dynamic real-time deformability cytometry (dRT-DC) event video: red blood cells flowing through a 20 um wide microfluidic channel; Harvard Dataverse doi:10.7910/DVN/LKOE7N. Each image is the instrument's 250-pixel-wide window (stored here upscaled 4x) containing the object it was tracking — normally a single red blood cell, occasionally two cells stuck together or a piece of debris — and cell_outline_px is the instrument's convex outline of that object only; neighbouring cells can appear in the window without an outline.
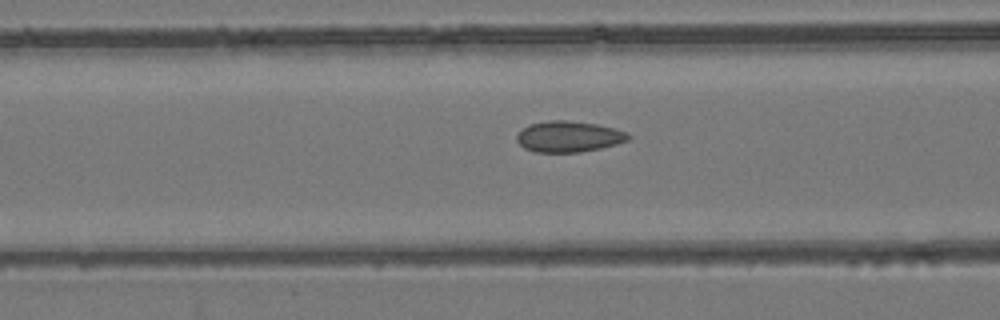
{"species": "common noctule bat (a hibernating species)", "species_latin": "Nyctalus noctula", "temperature_condition": "room temperature", "stored_images_in_passage": 32, "camera_frame_rate_fps": 3000, "um_per_image_px": 0.085, "animal": {"sex": "female", "body_mass_g": 24.6, "forearm_length_mm": 56.2}, "frame": {"image": 1, "passage_image": 8, "time_ms": 2.333, "image_size_px": [1000, 320], "cell_outline_px": [[632, 136], [628, 140], [616, 144], [600, 148], [580, 152], [536, 152], [524, 148], [516, 140], [516, 136], [528, 124], [548, 120], [568, 120], [596, 124], [628, 132]], "centroid_in_image_um": [48.34, 11.6], "position_along_channel_um": 118.3, "area_um2": 20.11}}
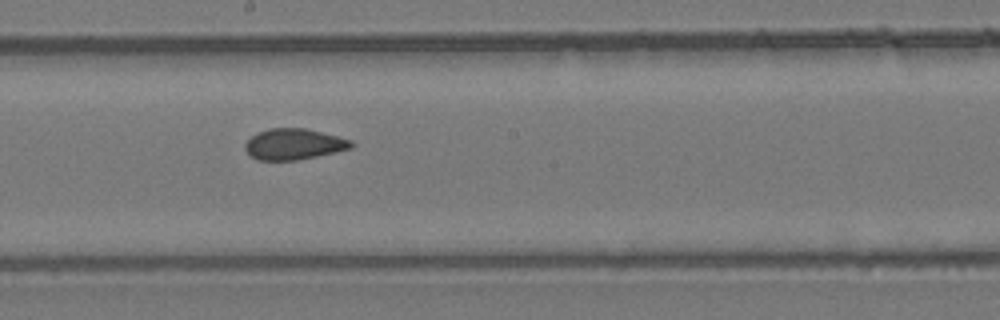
{"frame": {"image": 2, "passage_image": 16, "time_ms": 5.0, "image_size_px": [1000, 320], "cell_outline_px": [[356, 144], [352, 148], [316, 156], [296, 160], [256, 160], [244, 148], [244, 144], [252, 136], [268, 128], [304, 128], [352, 140]], "centroid_in_image_um": [24.98, 12.25], "position_along_channel_um": 223.2, "area_um2": 18.96}}
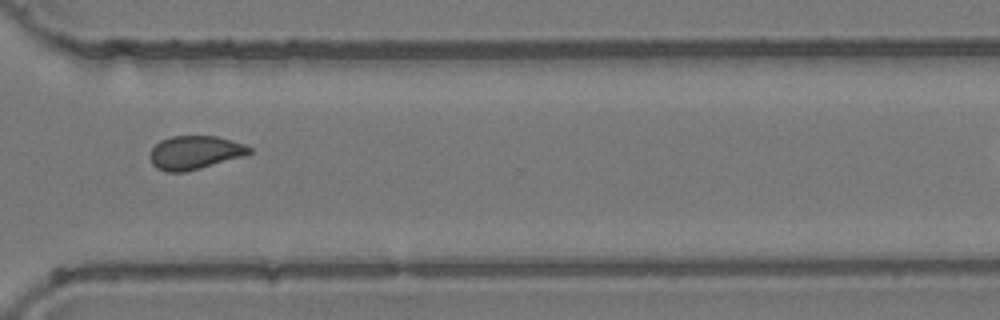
{"frame": {"image": 3, "passage_image": 26, "time_ms": 8.333, "image_size_px": [1000, 320], "cell_outline_px": [[252, 152], [240, 156], [200, 168], [184, 172], [164, 172], [156, 168], [152, 164], [148, 156], [152, 148], [160, 140], [172, 136], [216, 136], [244, 144], [252, 148]], "centroid_in_image_um": [16.49, 12.96], "position_along_channel_um": 354.1, "area_um2": 19.25}}